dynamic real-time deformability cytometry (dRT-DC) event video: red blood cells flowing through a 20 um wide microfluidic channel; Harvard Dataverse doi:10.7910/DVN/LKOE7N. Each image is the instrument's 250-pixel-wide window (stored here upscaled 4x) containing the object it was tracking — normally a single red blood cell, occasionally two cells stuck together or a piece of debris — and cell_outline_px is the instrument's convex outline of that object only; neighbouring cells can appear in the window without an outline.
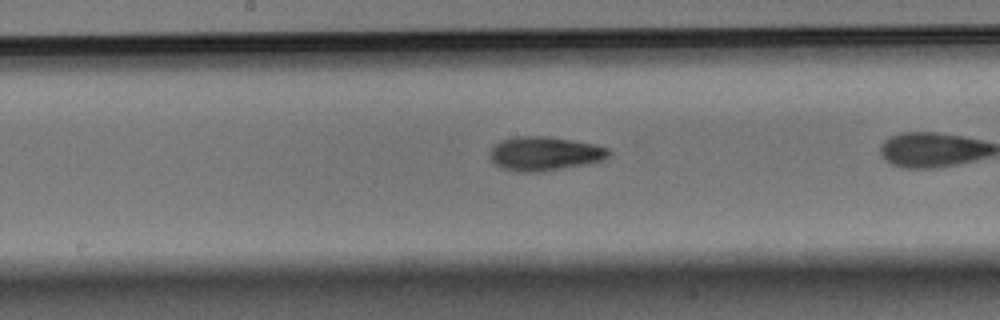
{"species": "Egyptian fruit bat (a non-hibernating species)", "species_latin": "Rousettus aegyptiacus", "temperature_condition": "warm", "stored_images_in_passage": 24, "camera_frame_rate_fps": 3000, "um_per_image_px": 0.085, "animal": {"sex": "male"}, "frame": {"image": 1, "passage_image": 11, "time_ms": 3.333, "image_size_px": [1000, 320], "cell_outline_px": [[612, 152], [604, 160], [588, 164], [540, 172], [520, 172], [504, 168], [496, 164], [492, 160], [492, 148], [500, 140], [520, 136], [540, 136], [568, 140], [592, 144], [608, 148]], "centroid_in_image_um": [46.33, 13.07], "position_along_channel_um": 201.9, "area_um2": 23.12}}
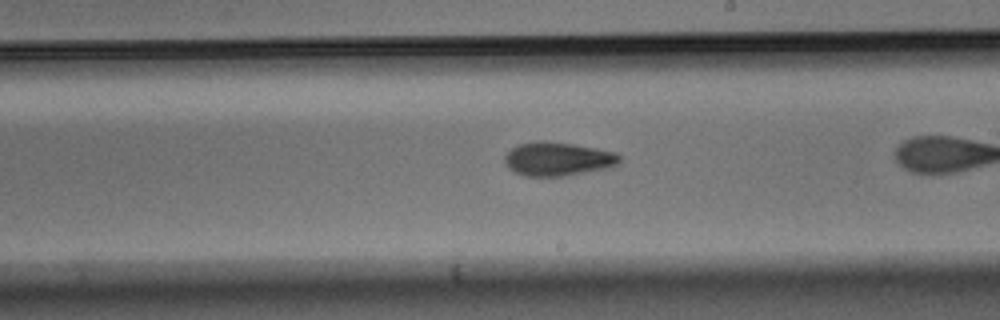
{"frame": {"image": 2, "passage_image": 14, "time_ms": 4.333, "image_size_px": [1000, 320], "cell_outline_px": [[620, 164], [612, 168], [564, 176], [524, 176], [508, 168], [504, 160], [504, 156], [516, 144], [536, 140], [544, 140], [572, 144], [596, 148], [616, 152], [620, 156]], "centroid_in_image_um": [47.43, 13.51], "position_along_channel_um": 241.6, "area_um2": 22.95}}
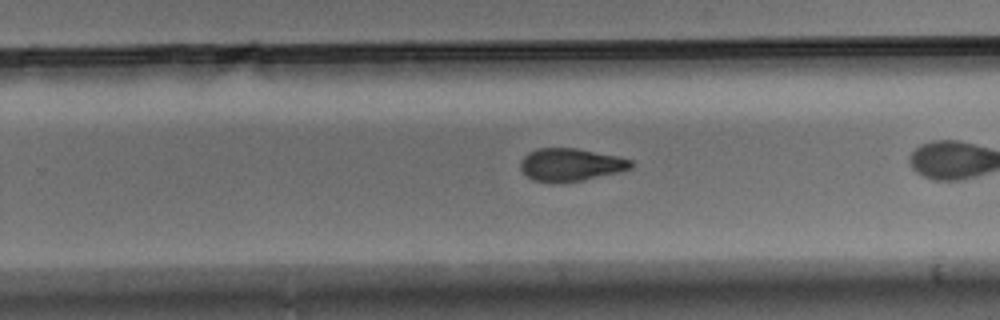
{"frame": {"image": 3, "passage_image": 17, "time_ms": 5.333, "image_size_px": [1000, 320], "cell_outline_px": [[632, 168], [620, 172], [584, 180], [560, 184], [532, 180], [520, 168], [520, 160], [528, 152], [536, 148], [576, 148], [616, 156], [632, 160]], "centroid_in_image_um": [48.48, 14.01], "position_along_channel_um": 281.3, "area_um2": 21.33}}